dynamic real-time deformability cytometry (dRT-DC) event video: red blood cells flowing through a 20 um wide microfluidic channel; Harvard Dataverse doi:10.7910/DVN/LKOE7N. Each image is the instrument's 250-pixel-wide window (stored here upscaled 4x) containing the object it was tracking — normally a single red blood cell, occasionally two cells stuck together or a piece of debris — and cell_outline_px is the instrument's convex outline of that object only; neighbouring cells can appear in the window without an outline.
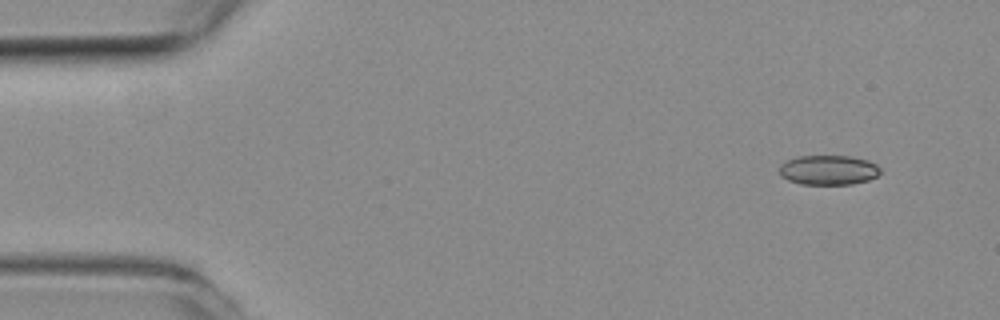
{"species": "common noctule bat (a hibernating species)", "species_latin": "Nyctalus noctula", "temperature_condition": "room temperature", "stored_images_in_passage": 6, "camera_frame_rate_fps": 3000, "um_per_image_px": 0.085, "animal": {"sex": "female", "body_mass_g": 19.3, "forearm_length_mm": 54.1}, "frame": {"image": 1, "passage_image": 1, "time_ms": 0.0, "image_size_px": [1000, 320], "cell_outline_px": [[880, 172], [876, 176], [868, 180], [852, 184], [800, 184], [788, 180], [780, 176], [780, 164], [796, 156], [848, 156], [868, 160], [876, 164], [880, 168]], "centroid_in_image_um": [70.4, 14.45], "position_along_channel_um": 14.6, "area_um2": 17.46}}